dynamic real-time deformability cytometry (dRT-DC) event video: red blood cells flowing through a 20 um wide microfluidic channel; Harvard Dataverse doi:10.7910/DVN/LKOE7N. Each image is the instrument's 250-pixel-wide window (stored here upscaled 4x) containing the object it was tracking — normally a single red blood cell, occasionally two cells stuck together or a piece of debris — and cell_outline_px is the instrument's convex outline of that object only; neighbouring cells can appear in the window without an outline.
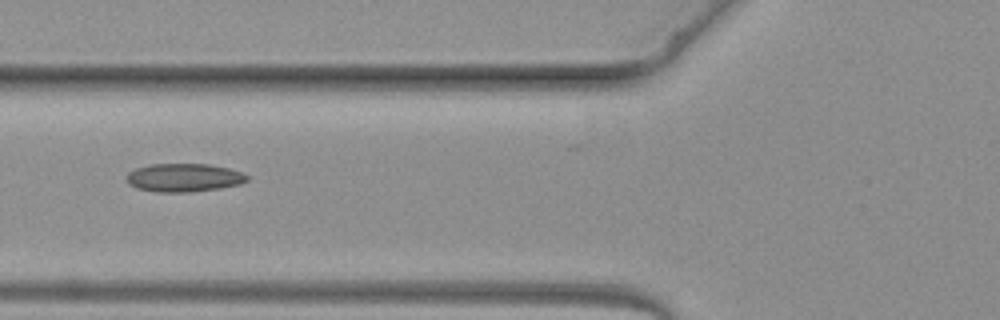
{"species": "common noctule bat (a hibernating species)", "species_latin": "Nyctalus noctula", "temperature_condition": "warm", "stored_images_in_passage": 6, "camera_frame_rate_fps": 3000, "um_per_image_px": 0.085, "animal": {"sex": "female", "body_mass_g": 19.3, "forearm_length_mm": 54.1}, "frame": {"image": 1, "passage_image": 6, "time_ms": 6.667, "image_size_px": [1000, 320], "cell_outline_px": [[248, 180], [240, 184], [220, 188], [192, 192], [156, 192], [136, 188], [128, 184], [128, 172], [136, 168], [148, 164], [208, 164], [228, 168], [240, 172], [248, 176]], "centroid_in_image_um": [15.62, 15.1], "position_along_channel_um": 110.2, "area_um2": 19.88}}